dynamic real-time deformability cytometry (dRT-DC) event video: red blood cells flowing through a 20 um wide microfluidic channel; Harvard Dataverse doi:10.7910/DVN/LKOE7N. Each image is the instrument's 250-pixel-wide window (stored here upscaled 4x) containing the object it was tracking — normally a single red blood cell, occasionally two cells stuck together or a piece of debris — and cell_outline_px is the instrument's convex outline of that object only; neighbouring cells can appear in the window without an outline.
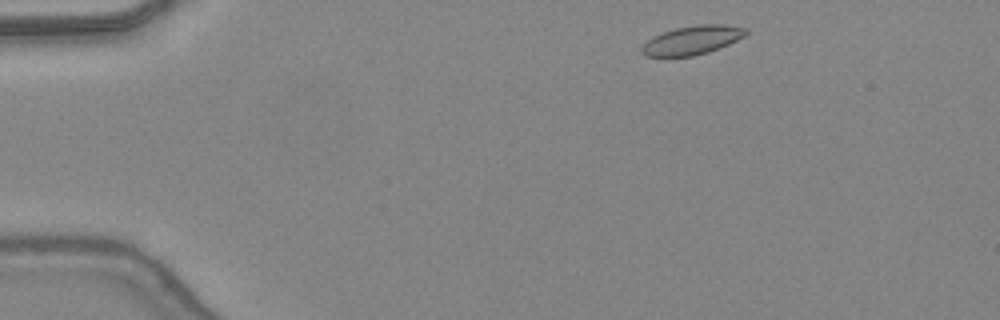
{"species": "common noctule bat (a hibernating species)", "species_latin": "Nyctalus noctula", "temperature_condition": "warm", "stored_images_in_passage": 42, "camera_frame_rate_fps": 3000, "um_per_image_px": 0.085, "animal": {"sex": "female", "body_mass_g": 24.6, "forearm_length_mm": 56.2}, "frame": {"image": 1, "passage_image": 2, "time_ms": 0.333, "image_size_px": [1000, 320], "cell_outline_px": [[748, 32], [744, 36], [720, 48], [708, 52], [692, 56], [644, 56], [640, 52], [640, 48], [652, 36], [660, 32], [676, 28], [700, 24], [724, 24], [748, 28]], "centroid_in_image_um": [58.82, 3.4], "position_along_channel_um": 26.2, "area_um2": 17.57}}
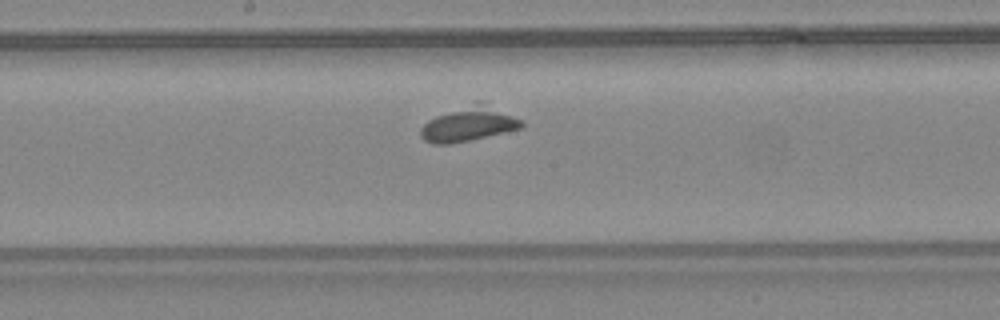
{"frame": {"image": 2, "passage_image": 20, "time_ms": 6.333, "image_size_px": [1000, 320], "cell_outline_px": [[524, 124], [520, 128], [504, 132], [452, 144], [432, 144], [424, 140], [420, 136], [420, 128], [428, 120], [436, 116], [476, 100], [480, 100], [524, 120]], "centroid_in_image_um": [39.84, 10.52], "position_along_channel_um": 208.4, "area_um2": 20.46}}
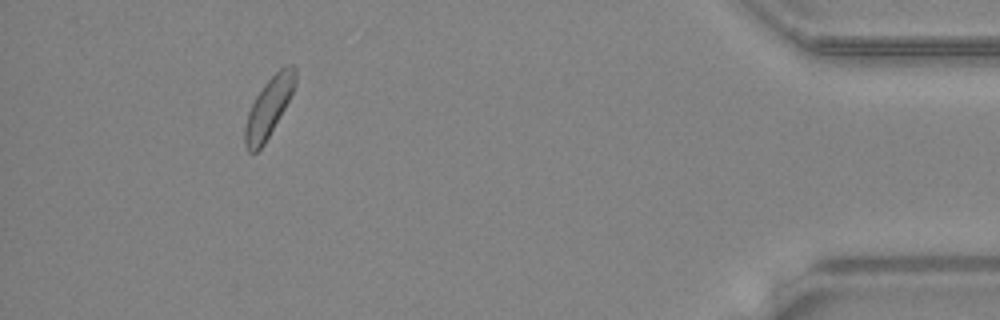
{"frame": {"image": 3, "passage_image": 38, "time_ms": 12.333, "image_size_px": [1000, 320], "cell_outline_px": [[296, 80], [292, 92], [284, 108], [264, 144], [256, 152], [248, 152], [244, 144], [244, 128], [248, 112], [256, 96], [264, 84], [280, 68], [288, 64], [292, 64], [296, 68]], "centroid_in_image_um": [22.82, 9.12], "position_along_channel_um": 412.4, "area_um2": 17.05}}